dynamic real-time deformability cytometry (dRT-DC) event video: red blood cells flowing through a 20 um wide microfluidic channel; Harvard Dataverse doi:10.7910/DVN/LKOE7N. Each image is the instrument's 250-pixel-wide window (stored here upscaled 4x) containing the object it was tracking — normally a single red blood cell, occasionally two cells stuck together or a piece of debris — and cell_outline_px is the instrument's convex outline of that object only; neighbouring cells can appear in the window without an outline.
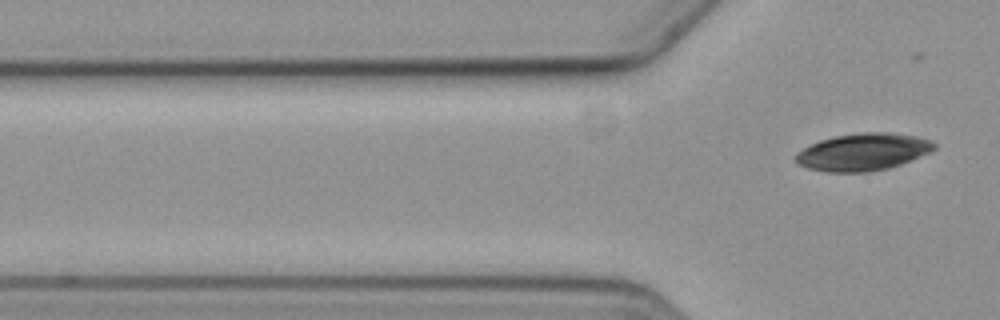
{"species": "common noctule bat (a hibernating species)", "species_latin": "Nyctalus noctula", "temperature_condition": "cold", "stored_images_in_passage": 8, "segment_of_instrument_passage": [2, 2], "camera_frame_rate_fps": 3000, "um_per_image_px": 0.085, "animal": {"sex": "female", "body_mass_g": 19.3, "forearm_length_mm": 54.1}, "frame": {"image": 1, "passage_image": 8, "time_ms": 9.333, "image_size_px": [1000, 320], "cell_outline_px": [[936, 148], [932, 152], [912, 160], [888, 168], [868, 172], [828, 172], [808, 168], [800, 164], [796, 160], [796, 152], [820, 140], [836, 136], [860, 132], [892, 132], [916, 136], [928, 140], [936, 144]], "centroid_in_image_um": [73.4, 12.91], "position_along_channel_um": 52.4, "area_um2": 30.0}}